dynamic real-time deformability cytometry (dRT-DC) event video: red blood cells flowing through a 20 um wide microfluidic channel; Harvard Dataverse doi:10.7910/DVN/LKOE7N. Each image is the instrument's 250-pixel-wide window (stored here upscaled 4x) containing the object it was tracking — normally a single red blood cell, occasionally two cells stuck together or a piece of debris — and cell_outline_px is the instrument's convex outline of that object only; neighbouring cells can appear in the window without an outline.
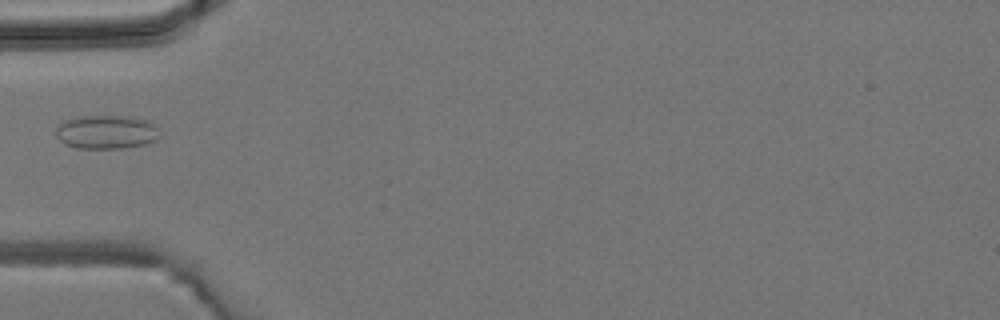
{"species": "common noctule bat (a hibernating species)", "species_latin": "Nyctalus noctula", "temperature_condition": "room temperature", "stored_images_in_passage": 1, "camera_frame_rate_fps": 3000, "um_per_image_px": 0.085, "animal": {"sex": "male", "body_mass_g": 19.2, "forearm_length_mm": 51.8}, "frame": {"image": 1, "passage_image": 1, "time_ms": 0.0, "image_size_px": [1000, 320], "cell_outline_px": [[160, 136], [156, 140], [144, 144], [120, 148], [76, 148], [64, 144], [56, 136], [56, 128], [60, 124], [68, 120], [80, 116], [120, 116], [144, 120], [152, 124], [156, 128]], "centroid_in_image_um": [9.01, 11.24], "position_along_channel_um": 76.0, "area_um2": 20.0}}